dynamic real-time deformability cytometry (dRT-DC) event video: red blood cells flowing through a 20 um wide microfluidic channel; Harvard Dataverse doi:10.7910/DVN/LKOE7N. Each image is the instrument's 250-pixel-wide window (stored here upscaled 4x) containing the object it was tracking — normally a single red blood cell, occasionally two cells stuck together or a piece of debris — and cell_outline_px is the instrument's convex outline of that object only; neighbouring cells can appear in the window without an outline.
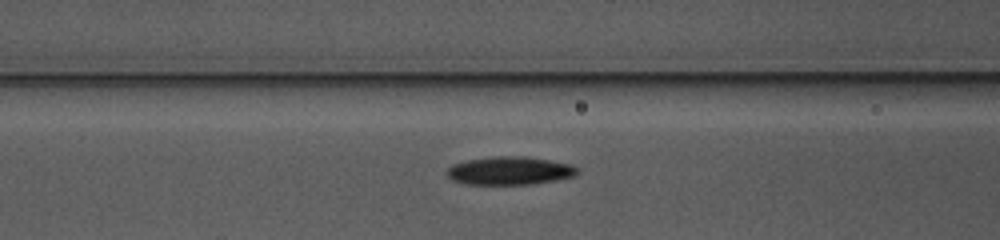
{"species": "common noctule bat (a hibernating species)", "species_latin": "Nyctalus noctula", "temperature_condition": "warm", "stored_images_in_passage": 39, "camera_frame_rate_fps": 3000, "um_per_image_px": 0.085, "animal": {"sex": "female", "body_mass_g": 10.0, "forearm_length_mm": 53.1}, "frame": {"image": 1, "passage_image": 7, "time_ms": 2.0, "image_size_px": [1000, 240], "cell_outline_px": [[580, 172], [576, 176], [556, 180], [532, 184], [468, 184], [452, 180], [444, 172], [452, 164], [468, 160], [492, 156], [524, 156], [572, 164], [580, 168]], "centroid_in_image_um": [43.36, 14.51], "position_along_channel_um": 123.2, "area_um2": 21.62}}
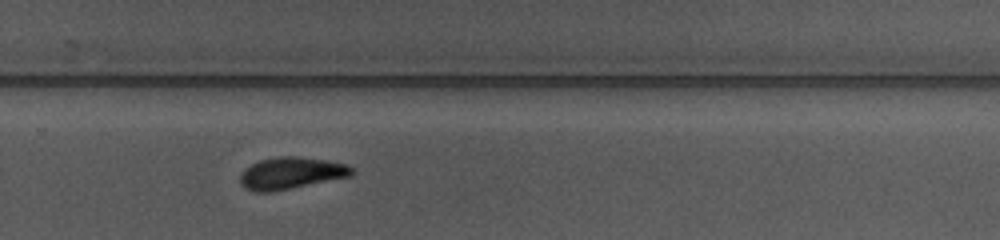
{"frame": {"image": 2, "passage_image": 21, "time_ms": 6.667, "image_size_px": [1000, 240], "cell_outline_px": [[356, 172], [352, 176], [272, 192], [256, 192], [244, 188], [240, 184], [240, 176], [244, 168], [260, 160], [280, 156], [296, 156], [328, 160], [348, 164]], "centroid_in_image_um": [24.76, 14.72], "position_along_channel_um": 305.0, "area_um2": 20.98}}
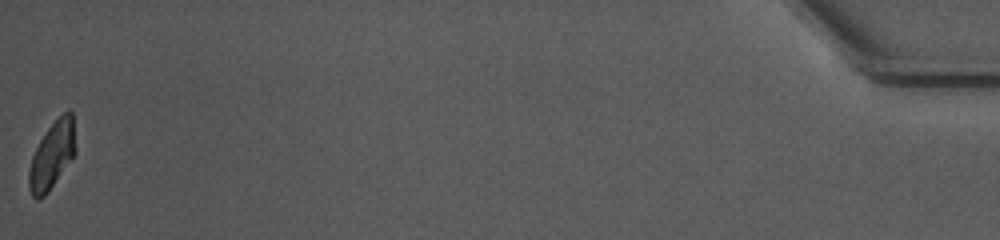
{"frame": {"image": 3, "passage_image": 39, "time_ms": 12.667, "image_size_px": [1000, 240], "cell_outline_px": [[76, 152], [48, 192], [44, 196], [36, 200], [32, 196], [28, 188], [28, 168], [32, 156], [44, 132], [68, 108], [72, 112], [76, 148]], "centroid_in_image_um": [4.41, 13.2], "position_along_channel_um": 430.8, "area_um2": 18.21}, "authors_computed_cell_mechanics": {"area_um2": 20.519, "velocity_mm_per_s": 3.899, "shape_relaxation_time_tau1_ms": 2.9128, "shape_relaxation_time_tau2_ms": null, "deformation_change_tau1": 0.1406, "deformation_change_tau2": null}}